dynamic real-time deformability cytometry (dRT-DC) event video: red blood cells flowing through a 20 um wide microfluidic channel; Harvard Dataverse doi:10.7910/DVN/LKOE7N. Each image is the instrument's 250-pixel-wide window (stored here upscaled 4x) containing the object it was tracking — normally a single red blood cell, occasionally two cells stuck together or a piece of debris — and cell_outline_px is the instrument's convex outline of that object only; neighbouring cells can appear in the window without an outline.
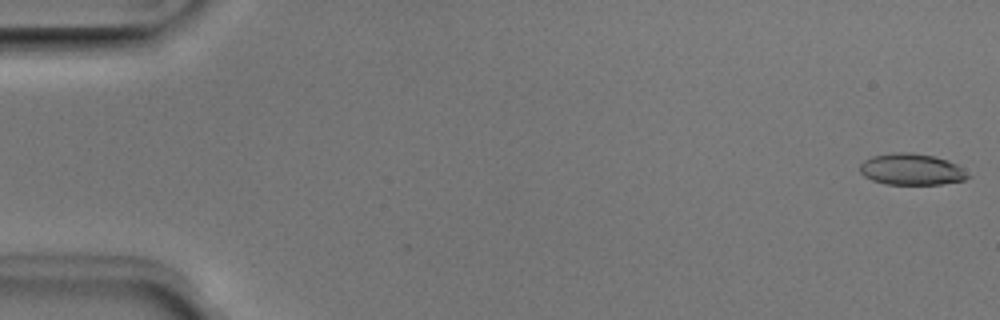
{"species": "Egyptian fruit bat (a non-hibernating species)", "species_latin": "Rousettus aegyptiacus", "temperature_condition": "room temperature", "stored_images_in_passage": 51, "camera_frame_rate_fps": 3000, "um_per_image_px": 0.085, "animal": {"sex": "male"}, "frame": {"image": 1, "passage_image": 1, "time_ms": 0.0, "image_size_px": [1000, 320], "cell_outline_px": [[972, 176], [964, 180], [940, 184], [888, 184], [872, 180], [864, 176], [860, 172], [860, 164], [864, 160], [872, 156], [896, 152], [912, 152], [932, 156], [948, 160], [956, 164]], "centroid_in_image_um": [77.48, 14.39], "position_along_channel_um": 7.5, "area_um2": 19.71}}
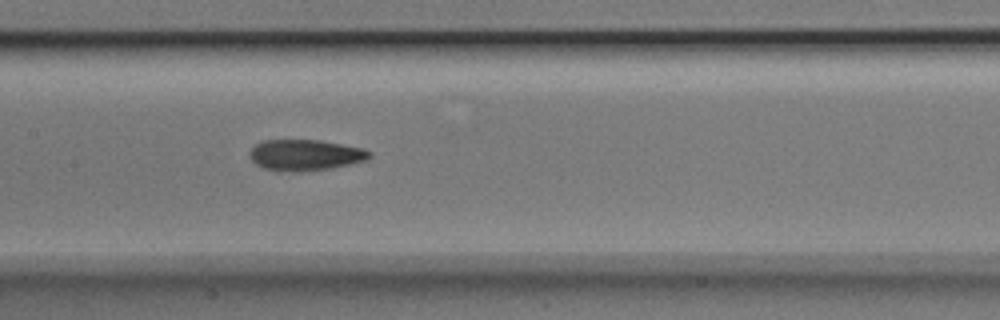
{"frame": {"image": 2, "passage_image": 25, "time_ms": 8.0, "image_size_px": [1000, 320], "cell_outline_px": [[372, 156], [368, 160], [332, 168], [300, 172], [276, 172], [264, 168], [256, 164], [248, 156], [248, 152], [260, 140], [320, 140], [364, 148], [372, 152]], "centroid_in_image_um": [25.94, 13.19], "position_along_channel_um": 181.5, "area_um2": 22.14}}
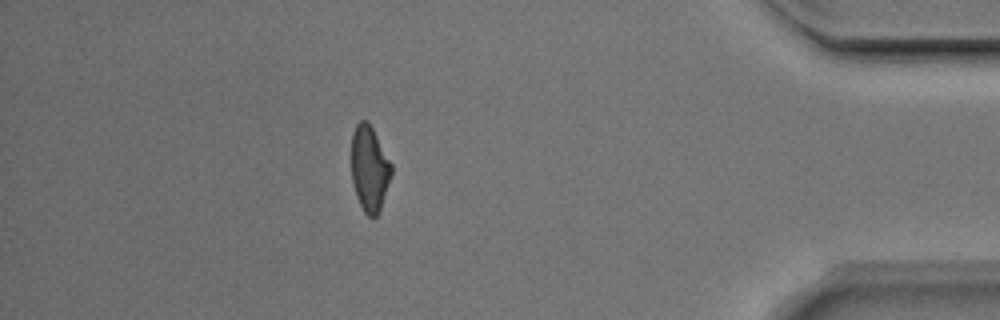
{"frame": {"image": 3, "passage_image": 45, "time_ms": 14.667, "image_size_px": [1000, 320], "cell_outline_px": [[392, 172], [380, 212], [372, 220], [364, 212], [356, 196], [352, 180], [352, 132], [356, 124], [360, 120], [368, 120], [392, 164]], "centroid_in_image_um": [31.41, 14.35], "position_along_channel_um": 403.8, "area_um2": 20.06}, "authors_computed_cell_mechanics": {"area_um2": 20.8658, "velocity_mm_per_s": 3.9903, "shape_relaxation_time_tau1_ms": 7.2093, "shape_relaxation_time_tau2_ms": 2.4991, "deformation_change_tau1": 0.2087, "deformation_change_tau2": 0.0994}}